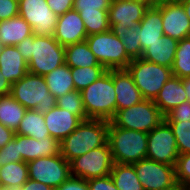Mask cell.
Masks as SVG:
<instances>
[{
	"instance_id": "11a10c76",
	"label": "cell",
	"mask_w": 190,
	"mask_h": 190,
	"mask_svg": "<svg viewBox=\"0 0 190 190\" xmlns=\"http://www.w3.org/2000/svg\"><path fill=\"white\" fill-rule=\"evenodd\" d=\"M185 190H190V185L185 188Z\"/></svg>"
},
{
	"instance_id": "816d5d0a",
	"label": "cell",
	"mask_w": 190,
	"mask_h": 190,
	"mask_svg": "<svg viewBox=\"0 0 190 190\" xmlns=\"http://www.w3.org/2000/svg\"><path fill=\"white\" fill-rule=\"evenodd\" d=\"M130 1L142 2V3L146 4V5H148L149 7L157 5L153 0H130Z\"/></svg>"
},
{
	"instance_id": "bcb514c9",
	"label": "cell",
	"mask_w": 190,
	"mask_h": 190,
	"mask_svg": "<svg viewBox=\"0 0 190 190\" xmlns=\"http://www.w3.org/2000/svg\"><path fill=\"white\" fill-rule=\"evenodd\" d=\"M22 190H54L52 187L38 181L28 179L23 185Z\"/></svg>"
},
{
	"instance_id": "5b68a950",
	"label": "cell",
	"mask_w": 190,
	"mask_h": 190,
	"mask_svg": "<svg viewBox=\"0 0 190 190\" xmlns=\"http://www.w3.org/2000/svg\"><path fill=\"white\" fill-rule=\"evenodd\" d=\"M10 95L26 109H33L41 114L56 106V98L51 95L44 76L29 72L12 84Z\"/></svg>"
},
{
	"instance_id": "3957f363",
	"label": "cell",
	"mask_w": 190,
	"mask_h": 190,
	"mask_svg": "<svg viewBox=\"0 0 190 190\" xmlns=\"http://www.w3.org/2000/svg\"><path fill=\"white\" fill-rule=\"evenodd\" d=\"M87 118L110 121L116 113V93L113 70L80 91Z\"/></svg>"
},
{
	"instance_id": "9a60e30c",
	"label": "cell",
	"mask_w": 190,
	"mask_h": 190,
	"mask_svg": "<svg viewBox=\"0 0 190 190\" xmlns=\"http://www.w3.org/2000/svg\"><path fill=\"white\" fill-rule=\"evenodd\" d=\"M148 5L130 0H112L108 9L110 29L131 28L143 19Z\"/></svg>"
},
{
	"instance_id": "7a4b0ae2",
	"label": "cell",
	"mask_w": 190,
	"mask_h": 190,
	"mask_svg": "<svg viewBox=\"0 0 190 190\" xmlns=\"http://www.w3.org/2000/svg\"><path fill=\"white\" fill-rule=\"evenodd\" d=\"M109 121L83 120L79 126L60 142V154L68 161L82 156L108 142Z\"/></svg>"
},
{
	"instance_id": "74e56055",
	"label": "cell",
	"mask_w": 190,
	"mask_h": 190,
	"mask_svg": "<svg viewBox=\"0 0 190 190\" xmlns=\"http://www.w3.org/2000/svg\"><path fill=\"white\" fill-rule=\"evenodd\" d=\"M112 0H74L73 9L79 13L108 12Z\"/></svg>"
},
{
	"instance_id": "d4e9b609",
	"label": "cell",
	"mask_w": 190,
	"mask_h": 190,
	"mask_svg": "<svg viewBox=\"0 0 190 190\" xmlns=\"http://www.w3.org/2000/svg\"><path fill=\"white\" fill-rule=\"evenodd\" d=\"M65 64L70 68L104 67L91 52L86 41L65 46Z\"/></svg>"
},
{
	"instance_id": "83f0119b",
	"label": "cell",
	"mask_w": 190,
	"mask_h": 190,
	"mask_svg": "<svg viewBox=\"0 0 190 190\" xmlns=\"http://www.w3.org/2000/svg\"><path fill=\"white\" fill-rule=\"evenodd\" d=\"M26 110L27 109L10 94L0 96V122L4 126L16 131Z\"/></svg>"
},
{
	"instance_id": "9c48e42d",
	"label": "cell",
	"mask_w": 190,
	"mask_h": 190,
	"mask_svg": "<svg viewBox=\"0 0 190 190\" xmlns=\"http://www.w3.org/2000/svg\"><path fill=\"white\" fill-rule=\"evenodd\" d=\"M71 176L89 180L110 175L114 160L109 143L90 150L69 162Z\"/></svg>"
},
{
	"instance_id": "5bb4252c",
	"label": "cell",
	"mask_w": 190,
	"mask_h": 190,
	"mask_svg": "<svg viewBox=\"0 0 190 190\" xmlns=\"http://www.w3.org/2000/svg\"><path fill=\"white\" fill-rule=\"evenodd\" d=\"M161 16L165 36L178 41L190 37V19L180 1L169 0L161 3Z\"/></svg>"
},
{
	"instance_id": "cb8c5ba5",
	"label": "cell",
	"mask_w": 190,
	"mask_h": 190,
	"mask_svg": "<svg viewBox=\"0 0 190 190\" xmlns=\"http://www.w3.org/2000/svg\"><path fill=\"white\" fill-rule=\"evenodd\" d=\"M178 40L169 36H163L155 44H151L142 55V59L158 65L171 68L174 62Z\"/></svg>"
},
{
	"instance_id": "8d00e7d4",
	"label": "cell",
	"mask_w": 190,
	"mask_h": 190,
	"mask_svg": "<svg viewBox=\"0 0 190 190\" xmlns=\"http://www.w3.org/2000/svg\"><path fill=\"white\" fill-rule=\"evenodd\" d=\"M22 156L19 149V134L4 147L0 148V167L12 162H22Z\"/></svg>"
},
{
	"instance_id": "d6a6232c",
	"label": "cell",
	"mask_w": 190,
	"mask_h": 190,
	"mask_svg": "<svg viewBox=\"0 0 190 190\" xmlns=\"http://www.w3.org/2000/svg\"><path fill=\"white\" fill-rule=\"evenodd\" d=\"M107 69L105 67L71 68L75 90H83L100 78Z\"/></svg>"
},
{
	"instance_id": "f546056e",
	"label": "cell",
	"mask_w": 190,
	"mask_h": 190,
	"mask_svg": "<svg viewBox=\"0 0 190 190\" xmlns=\"http://www.w3.org/2000/svg\"><path fill=\"white\" fill-rule=\"evenodd\" d=\"M112 33L118 36L119 40L124 45L127 56L133 60L141 58L143 51L140 44V37L138 34V24L131 28L124 29H110Z\"/></svg>"
},
{
	"instance_id": "b9f144b4",
	"label": "cell",
	"mask_w": 190,
	"mask_h": 190,
	"mask_svg": "<svg viewBox=\"0 0 190 190\" xmlns=\"http://www.w3.org/2000/svg\"><path fill=\"white\" fill-rule=\"evenodd\" d=\"M90 190H119L110 175L87 180Z\"/></svg>"
},
{
	"instance_id": "ab89813d",
	"label": "cell",
	"mask_w": 190,
	"mask_h": 190,
	"mask_svg": "<svg viewBox=\"0 0 190 190\" xmlns=\"http://www.w3.org/2000/svg\"><path fill=\"white\" fill-rule=\"evenodd\" d=\"M165 121H190V102L187 100L168 112Z\"/></svg>"
},
{
	"instance_id": "f907efd6",
	"label": "cell",
	"mask_w": 190,
	"mask_h": 190,
	"mask_svg": "<svg viewBox=\"0 0 190 190\" xmlns=\"http://www.w3.org/2000/svg\"><path fill=\"white\" fill-rule=\"evenodd\" d=\"M180 2L185 9L187 17L190 19V0H180Z\"/></svg>"
},
{
	"instance_id": "f35d334b",
	"label": "cell",
	"mask_w": 190,
	"mask_h": 190,
	"mask_svg": "<svg viewBox=\"0 0 190 190\" xmlns=\"http://www.w3.org/2000/svg\"><path fill=\"white\" fill-rule=\"evenodd\" d=\"M177 184L184 189L190 185V154H180L175 166Z\"/></svg>"
},
{
	"instance_id": "8fae6325",
	"label": "cell",
	"mask_w": 190,
	"mask_h": 190,
	"mask_svg": "<svg viewBox=\"0 0 190 190\" xmlns=\"http://www.w3.org/2000/svg\"><path fill=\"white\" fill-rule=\"evenodd\" d=\"M179 155L173 131L169 124L163 120L148 133L146 158L176 166Z\"/></svg>"
},
{
	"instance_id": "ffe728a7",
	"label": "cell",
	"mask_w": 190,
	"mask_h": 190,
	"mask_svg": "<svg viewBox=\"0 0 190 190\" xmlns=\"http://www.w3.org/2000/svg\"><path fill=\"white\" fill-rule=\"evenodd\" d=\"M19 149L24 162L60 154V141L47 136L39 140L19 135Z\"/></svg>"
},
{
	"instance_id": "ee69618b",
	"label": "cell",
	"mask_w": 190,
	"mask_h": 190,
	"mask_svg": "<svg viewBox=\"0 0 190 190\" xmlns=\"http://www.w3.org/2000/svg\"><path fill=\"white\" fill-rule=\"evenodd\" d=\"M51 11L57 16L73 9L74 0H46Z\"/></svg>"
},
{
	"instance_id": "d590c367",
	"label": "cell",
	"mask_w": 190,
	"mask_h": 190,
	"mask_svg": "<svg viewBox=\"0 0 190 190\" xmlns=\"http://www.w3.org/2000/svg\"><path fill=\"white\" fill-rule=\"evenodd\" d=\"M176 138L179 154H190V121H166Z\"/></svg>"
},
{
	"instance_id": "484cf974",
	"label": "cell",
	"mask_w": 190,
	"mask_h": 190,
	"mask_svg": "<svg viewBox=\"0 0 190 190\" xmlns=\"http://www.w3.org/2000/svg\"><path fill=\"white\" fill-rule=\"evenodd\" d=\"M48 89L56 99L75 90L71 68L63 64L44 76Z\"/></svg>"
},
{
	"instance_id": "7dc6e473",
	"label": "cell",
	"mask_w": 190,
	"mask_h": 190,
	"mask_svg": "<svg viewBox=\"0 0 190 190\" xmlns=\"http://www.w3.org/2000/svg\"><path fill=\"white\" fill-rule=\"evenodd\" d=\"M12 85L4 78L0 72V96L9 95Z\"/></svg>"
},
{
	"instance_id": "f1b7e54d",
	"label": "cell",
	"mask_w": 190,
	"mask_h": 190,
	"mask_svg": "<svg viewBox=\"0 0 190 190\" xmlns=\"http://www.w3.org/2000/svg\"><path fill=\"white\" fill-rule=\"evenodd\" d=\"M110 176L119 190H144L133 165L114 163Z\"/></svg>"
},
{
	"instance_id": "ba28073f",
	"label": "cell",
	"mask_w": 190,
	"mask_h": 190,
	"mask_svg": "<svg viewBox=\"0 0 190 190\" xmlns=\"http://www.w3.org/2000/svg\"><path fill=\"white\" fill-rule=\"evenodd\" d=\"M164 117L153 100L144 99L129 108L118 110L110 121L119 128L149 133Z\"/></svg>"
},
{
	"instance_id": "4316f807",
	"label": "cell",
	"mask_w": 190,
	"mask_h": 190,
	"mask_svg": "<svg viewBox=\"0 0 190 190\" xmlns=\"http://www.w3.org/2000/svg\"><path fill=\"white\" fill-rule=\"evenodd\" d=\"M15 134L32 137L37 140L50 136L45 124L44 114L33 109H27Z\"/></svg>"
},
{
	"instance_id": "60d3db41",
	"label": "cell",
	"mask_w": 190,
	"mask_h": 190,
	"mask_svg": "<svg viewBox=\"0 0 190 190\" xmlns=\"http://www.w3.org/2000/svg\"><path fill=\"white\" fill-rule=\"evenodd\" d=\"M19 15L18 0H0V21Z\"/></svg>"
},
{
	"instance_id": "8992f818",
	"label": "cell",
	"mask_w": 190,
	"mask_h": 190,
	"mask_svg": "<svg viewBox=\"0 0 190 190\" xmlns=\"http://www.w3.org/2000/svg\"><path fill=\"white\" fill-rule=\"evenodd\" d=\"M127 70L146 100L154 101L164 84L173 77L171 68L142 58L133 59Z\"/></svg>"
},
{
	"instance_id": "6da1fadb",
	"label": "cell",
	"mask_w": 190,
	"mask_h": 190,
	"mask_svg": "<svg viewBox=\"0 0 190 190\" xmlns=\"http://www.w3.org/2000/svg\"><path fill=\"white\" fill-rule=\"evenodd\" d=\"M16 48L28 63V72L45 76L57 67L65 64V47L53 36H35L25 38Z\"/></svg>"
},
{
	"instance_id": "277c9868",
	"label": "cell",
	"mask_w": 190,
	"mask_h": 190,
	"mask_svg": "<svg viewBox=\"0 0 190 190\" xmlns=\"http://www.w3.org/2000/svg\"><path fill=\"white\" fill-rule=\"evenodd\" d=\"M148 133L116 127L109 121L108 143L114 163L134 164L147 156Z\"/></svg>"
},
{
	"instance_id": "7402d4cb",
	"label": "cell",
	"mask_w": 190,
	"mask_h": 190,
	"mask_svg": "<svg viewBox=\"0 0 190 190\" xmlns=\"http://www.w3.org/2000/svg\"><path fill=\"white\" fill-rule=\"evenodd\" d=\"M185 101H187V95L182 79L173 76L164 84L158 96L154 100V103L165 116L173 108Z\"/></svg>"
},
{
	"instance_id": "d6986e66",
	"label": "cell",
	"mask_w": 190,
	"mask_h": 190,
	"mask_svg": "<svg viewBox=\"0 0 190 190\" xmlns=\"http://www.w3.org/2000/svg\"><path fill=\"white\" fill-rule=\"evenodd\" d=\"M138 34L143 52L164 36L161 3L146 10L143 19L138 24Z\"/></svg>"
},
{
	"instance_id": "db71d44e",
	"label": "cell",
	"mask_w": 190,
	"mask_h": 190,
	"mask_svg": "<svg viewBox=\"0 0 190 190\" xmlns=\"http://www.w3.org/2000/svg\"><path fill=\"white\" fill-rule=\"evenodd\" d=\"M156 4H160V3H163V2H167L169 0H153Z\"/></svg>"
},
{
	"instance_id": "ac0fdd59",
	"label": "cell",
	"mask_w": 190,
	"mask_h": 190,
	"mask_svg": "<svg viewBox=\"0 0 190 190\" xmlns=\"http://www.w3.org/2000/svg\"><path fill=\"white\" fill-rule=\"evenodd\" d=\"M45 124L51 137L60 142L72 133L82 120L66 109L55 106L44 114Z\"/></svg>"
},
{
	"instance_id": "681fc988",
	"label": "cell",
	"mask_w": 190,
	"mask_h": 190,
	"mask_svg": "<svg viewBox=\"0 0 190 190\" xmlns=\"http://www.w3.org/2000/svg\"><path fill=\"white\" fill-rule=\"evenodd\" d=\"M23 184H13L10 186H0V190H22Z\"/></svg>"
},
{
	"instance_id": "f5cc1de1",
	"label": "cell",
	"mask_w": 190,
	"mask_h": 190,
	"mask_svg": "<svg viewBox=\"0 0 190 190\" xmlns=\"http://www.w3.org/2000/svg\"><path fill=\"white\" fill-rule=\"evenodd\" d=\"M166 190H185L182 186H180L179 184H177L175 187L166 189Z\"/></svg>"
},
{
	"instance_id": "7c38bea8",
	"label": "cell",
	"mask_w": 190,
	"mask_h": 190,
	"mask_svg": "<svg viewBox=\"0 0 190 190\" xmlns=\"http://www.w3.org/2000/svg\"><path fill=\"white\" fill-rule=\"evenodd\" d=\"M132 165L144 190H166L177 185L175 166L149 158Z\"/></svg>"
},
{
	"instance_id": "2e32d148",
	"label": "cell",
	"mask_w": 190,
	"mask_h": 190,
	"mask_svg": "<svg viewBox=\"0 0 190 190\" xmlns=\"http://www.w3.org/2000/svg\"><path fill=\"white\" fill-rule=\"evenodd\" d=\"M53 37L64 47L85 41L87 33L79 12L72 9L58 16Z\"/></svg>"
},
{
	"instance_id": "4fadbf2b",
	"label": "cell",
	"mask_w": 190,
	"mask_h": 190,
	"mask_svg": "<svg viewBox=\"0 0 190 190\" xmlns=\"http://www.w3.org/2000/svg\"><path fill=\"white\" fill-rule=\"evenodd\" d=\"M19 15L32 27L35 36H53L58 16L46 0H19Z\"/></svg>"
},
{
	"instance_id": "44dd1931",
	"label": "cell",
	"mask_w": 190,
	"mask_h": 190,
	"mask_svg": "<svg viewBox=\"0 0 190 190\" xmlns=\"http://www.w3.org/2000/svg\"><path fill=\"white\" fill-rule=\"evenodd\" d=\"M0 72L11 85L28 73V63L16 46H2L0 51Z\"/></svg>"
},
{
	"instance_id": "c3c4849f",
	"label": "cell",
	"mask_w": 190,
	"mask_h": 190,
	"mask_svg": "<svg viewBox=\"0 0 190 190\" xmlns=\"http://www.w3.org/2000/svg\"><path fill=\"white\" fill-rule=\"evenodd\" d=\"M182 83L186 91L187 100L190 102V77L182 78Z\"/></svg>"
},
{
	"instance_id": "603a6c76",
	"label": "cell",
	"mask_w": 190,
	"mask_h": 190,
	"mask_svg": "<svg viewBox=\"0 0 190 190\" xmlns=\"http://www.w3.org/2000/svg\"><path fill=\"white\" fill-rule=\"evenodd\" d=\"M31 35H33L32 27L20 15L0 21V44L2 46H16Z\"/></svg>"
},
{
	"instance_id": "e0dca14e",
	"label": "cell",
	"mask_w": 190,
	"mask_h": 190,
	"mask_svg": "<svg viewBox=\"0 0 190 190\" xmlns=\"http://www.w3.org/2000/svg\"><path fill=\"white\" fill-rule=\"evenodd\" d=\"M113 85L116 93V112L144 100L127 69L113 70Z\"/></svg>"
},
{
	"instance_id": "f6af8a7d",
	"label": "cell",
	"mask_w": 190,
	"mask_h": 190,
	"mask_svg": "<svg viewBox=\"0 0 190 190\" xmlns=\"http://www.w3.org/2000/svg\"><path fill=\"white\" fill-rule=\"evenodd\" d=\"M15 136V131L0 122V148L4 147Z\"/></svg>"
},
{
	"instance_id": "52a82bcc",
	"label": "cell",
	"mask_w": 190,
	"mask_h": 190,
	"mask_svg": "<svg viewBox=\"0 0 190 190\" xmlns=\"http://www.w3.org/2000/svg\"><path fill=\"white\" fill-rule=\"evenodd\" d=\"M85 41L98 62L107 70L127 69L132 61L118 36L111 30L88 35Z\"/></svg>"
},
{
	"instance_id": "7bdbcfd3",
	"label": "cell",
	"mask_w": 190,
	"mask_h": 190,
	"mask_svg": "<svg viewBox=\"0 0 190 190\" xmlns=\"http://www.w3.org/2000/svg\"><path fill=\"white\" fill-rule=\"evenodd\" d=\"M56 190H90L85 179L70 176Z\"/></svg>"
},
{
	"instance_id": "4dcf8cb0",
	"label": "cell",
	"mask_w": 190,
	"mask_h": 190,
	"mask_svg": "<svg viewBox=\"0 0 190 190\" xmlns=\"http://www.w3.org/2000/svg\"><path fill=\"white\" fill-rule=\"evenodd\" d=\"M28 179L27 162H12L0 167V186L24 184Z\"/></svg>"
},
{
	"instance_id": "836d02e7",
	"label": "cell",
	"mask_w": 190,
	"mask_h": 190,
	"mask_svg": "<svg viewBox=\"0 0 190 190\" xmlns=\"http://www.w3.org/2000/svg\"><path fill=\"white\" fill-rule=\"evenodd\" d=\"M56 106L78 116L82 121L88 119L79 90H73L56 99Z\"/></svg>"
},
{
	"instance_id": "1f68e13d",
	"label": "cell",
	"mask_w": 190,
	"mask_h": 190,
	"mask_svg": "<svg viewBox=\"0 0 190 190\" xmlns=\"http://www.w3.org/2000/svg\"><path fill=\"white\" fill-rule=\"evenodd\" d=\"M171 70L175 77H190V37L178 41Z\"/></svg>"
},
{
	"instance_id": "30bf717a",
	"label": "cell",
	"mask_w": 190,
	"mask_h": 190,
	"mask_svg": "<svg viewBox=\"0 0 190 190\" xmlns=\"http://www.w3.org/2000/svg\"><path fill=\"white\" fill-rule=\"evenodd\" d=\"M29 179L57 189L70 176V164L61 155L40 157L27 162Z\"/></svg>"
},
{
	"instance_id": "e575fe53",
	"label": "cell",
	"mask_w": 190,
	"mask_h": 190,
	"mask_svg": "<svg viewBox=\"0 0 190 190\" xmlns=\"http://www.w3.org/2000/svg\"><path fill=\"white\" fill-rule=\"evenodd\" d=\"M84 22L87 36L110 30L108 12L79 13Z\"/></svg>"
}]
</instances>
